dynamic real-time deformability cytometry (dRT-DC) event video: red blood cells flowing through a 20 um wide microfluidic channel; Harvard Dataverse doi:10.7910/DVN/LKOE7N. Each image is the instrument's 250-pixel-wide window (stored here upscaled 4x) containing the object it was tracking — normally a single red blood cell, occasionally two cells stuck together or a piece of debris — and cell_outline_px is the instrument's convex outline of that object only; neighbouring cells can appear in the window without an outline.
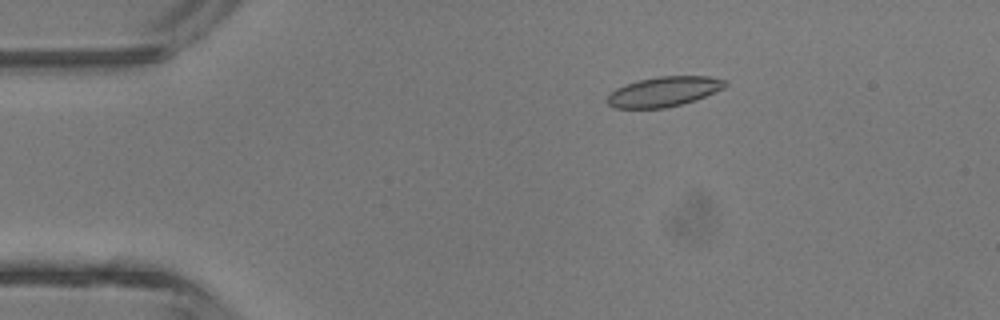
{"species": "common noctule bat (a hibernating species)", "species_latin": "Nyctalus noctula", "temperature_condition": "room temperature", "stored_images_in_passage": 5, "camera_frame_rate_fps": 3000, "um_per_image_px": 0.085, "animal": {"sex": "male", "body_mass_g": 13.3}, "frame": {"image": 1, "passage_image": 3, "time_ms": 2.333, "image_size_px": [1000, 320], "cell_outline_px": [[728, 84], [724, 88], [696, 100], [664, 108], [616, 108], [608, 104], [608, 96], [616, 88], [640, 80], [656, 76], [708, 76], [728, 80]], "centroid_in_image_um": [56.49, 7.78], "position_along_channel_um": 28.5, "area_um2": 20.4}}
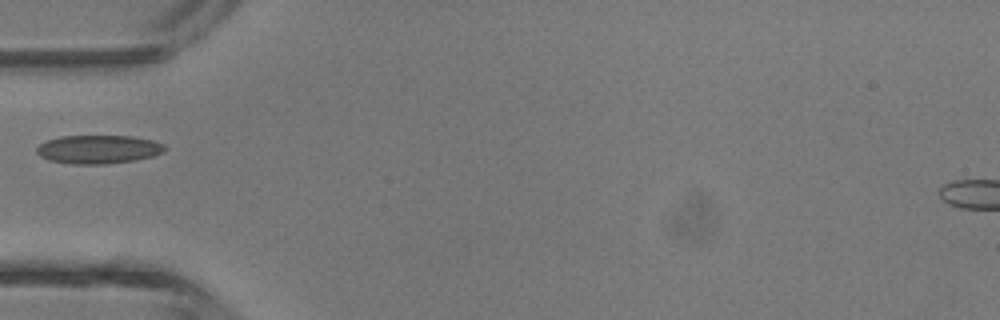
{"frame": {"image": 2, "passage_image": 5, "time_ms": 4.667, "image_size_px": [1000, 320], "cell_outline_px": [[164, 152], [152, 156], [136, 160], [104, 164], [72, 164], [48, 160], [40, 156], [36, 152], [36, 148], [40, 144], [48, 140], [60, 136], [132, 136], [152, 140], [164, 144]], "centroid_in_image_um": [8.35, 12.69], "position_along_channel_um": 76.7, "area_um2": 21.27}}